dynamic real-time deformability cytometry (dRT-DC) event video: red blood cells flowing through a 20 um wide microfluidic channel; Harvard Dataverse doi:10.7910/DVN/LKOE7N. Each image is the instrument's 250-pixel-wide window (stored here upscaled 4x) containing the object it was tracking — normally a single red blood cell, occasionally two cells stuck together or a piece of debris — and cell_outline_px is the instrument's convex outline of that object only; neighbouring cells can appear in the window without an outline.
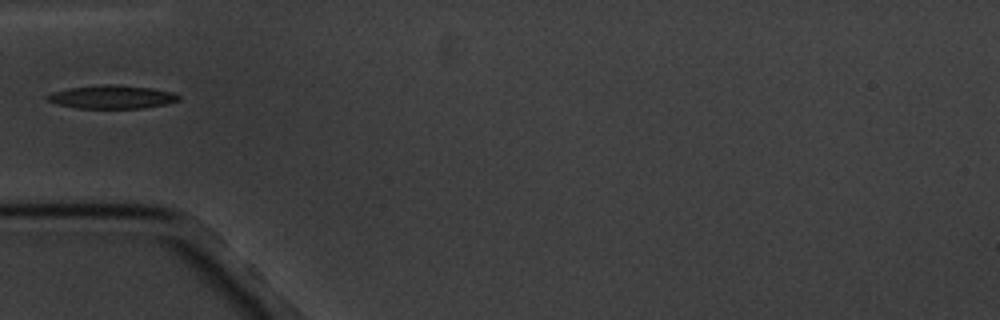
{"species": "common noctule bat (a hibernating species)", "species_latin": "Nyctalus noctula", "temperature_condition": "cold", "stored_images_in_passage": 3, "camera_frame_rate_fps": 3000, "um_per_image_px": 0.085, "animal": {"sex": "male", "body_mass_g": 20.1, "forearm_length_mm": 53.5}, "frame": {"image": 1, "passage_image": 3, "time_ms": 2.333, "image_size_px": [1000, 320], "cell_outline_px": [[180, 100], [168, 104], [144, 108], [76, 108], [56, 104], [44, 100], [44, 96], [52, 92], [68, 88], [100, 84], [116, 84], [152, 88], [172, 92], [180, 96]], "centroid_in_image_um": [9.48, 8.24], "position_along_channel_um": 75.5, "area_um2": 18.21}}